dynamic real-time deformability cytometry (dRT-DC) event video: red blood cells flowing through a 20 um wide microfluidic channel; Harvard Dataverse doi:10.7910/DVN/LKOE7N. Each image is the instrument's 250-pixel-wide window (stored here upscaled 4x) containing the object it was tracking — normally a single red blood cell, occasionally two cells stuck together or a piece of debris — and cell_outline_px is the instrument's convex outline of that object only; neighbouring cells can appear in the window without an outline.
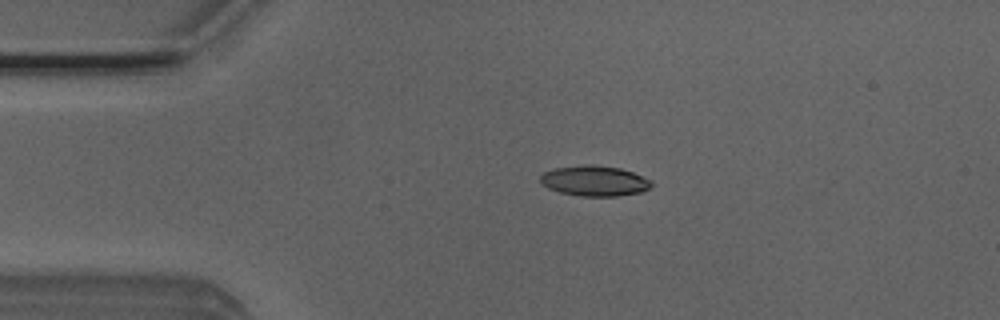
{"species": "Egyptian fruit bat (a non-hibernating species)", "species_latin": "Rousettus aegyptiacus", "temperature_condition": "room temperature", "stored_images_in_passage": 5, "camera_frame_rate_fps": 3000, "um_per_image_px": 0.085, "animal": {"sex": "male"}, "frame": {"image": 1, "passage_image": 4, "time_ms": 1.0, "image_size_px": [1000, 320], "cell_outline_px": [[652, 184], [644, 192], [616, 196], [580, 196], [560, 192], [548, 188], [540, 184], [540, 176], [544, 172], [556, 168], [584, 164], [592, 164], [620, 168], [632, 172], [652, 180]], "centroid_in_image_um": [50.53, 15.37], "position_along_channel_um": 34.5, "area_um2": 19.77}}